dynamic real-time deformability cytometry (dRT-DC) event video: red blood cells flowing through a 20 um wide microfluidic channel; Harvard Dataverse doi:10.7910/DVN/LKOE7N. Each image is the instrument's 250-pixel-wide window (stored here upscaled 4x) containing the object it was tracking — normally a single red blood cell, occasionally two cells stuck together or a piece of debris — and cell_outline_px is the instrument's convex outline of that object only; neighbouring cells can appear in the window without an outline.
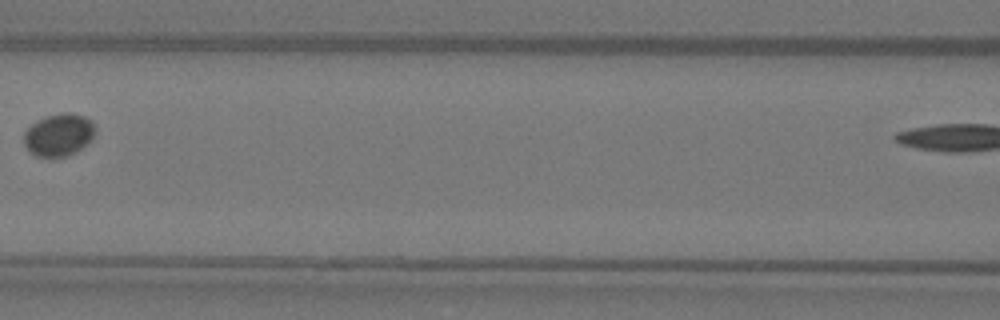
{"species": "Egyptian fruit bat (a non-hibernating species)", "species_latin": "Rousettus aegyptiacus", "temperature_condition": "warm", "stored_images_in_passage": 5, "camera_frame_rate_fps": 3000, "um_per_image_px": 0.085, "animal": {"sex": "female"}, "frame": {"image": 1, "passage_image": 4, "time_ms": 1.0, "image_size_px": [1000, 320], "cell_outline_px": [[96, 128], [92, 136], [80, 148], [64, 156], [36, 156], [24, 144], [24, 132], [36, 120], [44, 116], [60, 112], [72, 112], [84, 116], [92, 120]], "centroid_in_image_um": [4.98, 11.4], "position_along_channel_um": 161.6, "area_um2": 17.34}}